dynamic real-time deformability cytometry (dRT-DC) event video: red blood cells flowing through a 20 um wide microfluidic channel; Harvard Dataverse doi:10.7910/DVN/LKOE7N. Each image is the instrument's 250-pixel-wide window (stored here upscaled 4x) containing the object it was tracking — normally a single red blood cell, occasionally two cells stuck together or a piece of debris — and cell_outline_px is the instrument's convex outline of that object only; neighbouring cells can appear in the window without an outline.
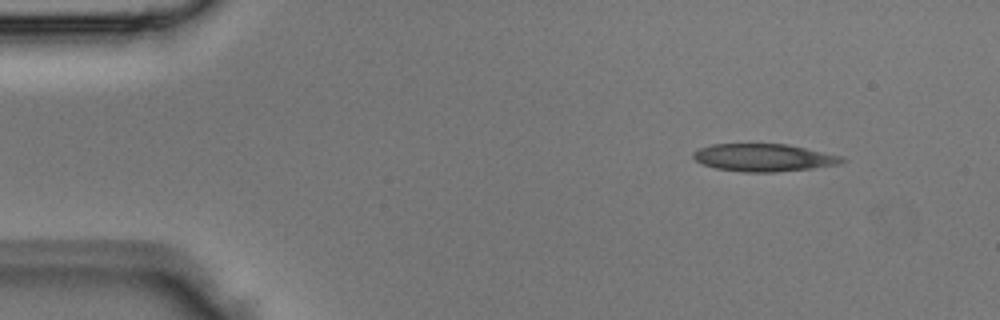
{"species": "Egyptian fruit bat (a non-hibernating species)", "species_latin": "Rousettus aegyptiacus", "temperature_condition": "room temperature", "stored_images_in_passage": 4, "camera_frame_rate_fps": 3000, "um_per_image_px": 0.085, "animal": {"sex": "male"}, "frame": {"image": 1, "passage_image": 1, "time_ms": 0.0, "image_size_px": [1000, 320], "cell_outline_px": [[848, 160], [840, 164], [812, 168], [776, 172], [744, 172], [716, 168], [704, 164], [696, 160], [692, 156], [692, 152], [700, 148], [712, 144], [788, 144], [844, 156]], "centroid_in_image_um": [64.97, 13.39], "position_along_channel_um": 20.0, "area_um2": 23.99}}